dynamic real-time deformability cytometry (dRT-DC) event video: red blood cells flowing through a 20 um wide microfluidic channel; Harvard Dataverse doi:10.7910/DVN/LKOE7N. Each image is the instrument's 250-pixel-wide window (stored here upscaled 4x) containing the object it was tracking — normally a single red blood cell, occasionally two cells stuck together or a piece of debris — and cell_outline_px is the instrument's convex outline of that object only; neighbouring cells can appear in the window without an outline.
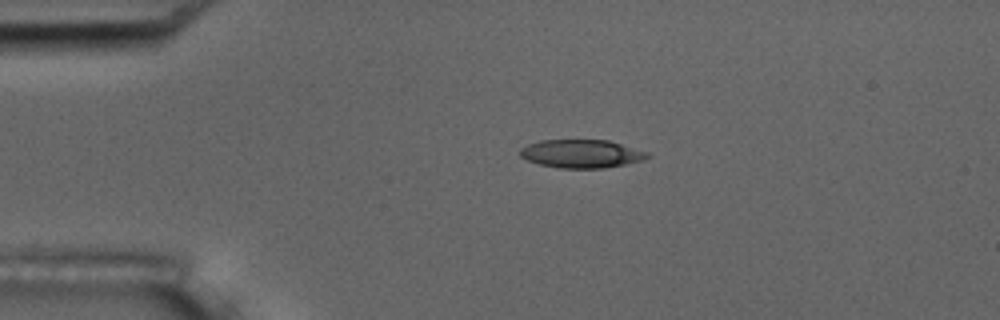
{"species": "common noctule bat (a hibernating species)", "species_latin": "Nyctalus noctula", "temperature_condition": "room temperature", "stored_images_in_passage": 2, "camera_frame_rate_fps": 3000, "um_per_image_px": 0.085, "animal": {"sex": "male", "body_mass_g": 17.5, "forearm_length_mm": 52.3}, "frame": {"image": 1, "passage_image": 1, "time_ms": 0.0, "image_size_px": [1000, 320], "cell_outline_px": [[648, 156], [644, 160], [604, 168], [560, 168], [540, 164], [528, 160], [520, 156], [520, 148], [528, 144], [540, 140], [608, 140], [648, 152]], "centroid_in_image_um": [49.4, 13.06], "position_along_channel_um": 35.6, "area_um2": 20.81}}